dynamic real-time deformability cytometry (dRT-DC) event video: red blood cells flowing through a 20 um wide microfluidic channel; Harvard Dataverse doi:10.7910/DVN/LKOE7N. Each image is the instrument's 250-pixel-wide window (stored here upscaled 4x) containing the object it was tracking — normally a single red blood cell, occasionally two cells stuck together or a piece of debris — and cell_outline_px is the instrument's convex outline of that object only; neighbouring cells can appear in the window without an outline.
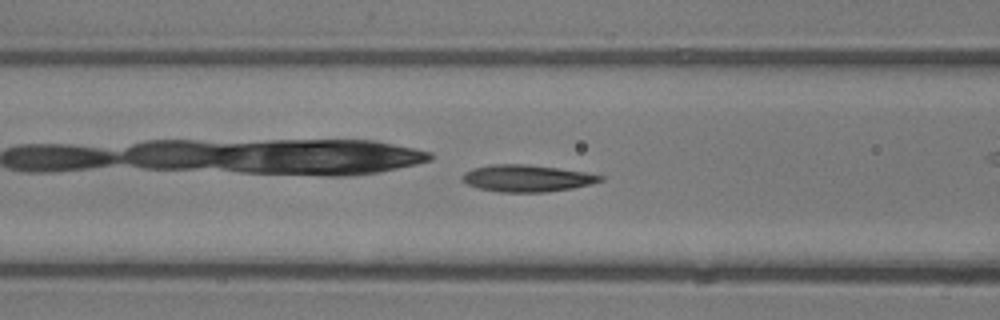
{"species": "common noctule bat (a hibernating species)", "species_latin": "Nyctalus noctula", "temperature_condition": "room temperature", "stored_images_in_passage": 35, "camera_frame_rate_fps": 3000, "um_per_image_px": 0.085, "animal": {"sex": "male", "body_mass_g": 13.3}, "frame": {"image": 1, "passage_image": 11, "time_ms": 3.333, "image_size_px": [1000, 320], "cell_outline_px": [[604, 180], [572, 188], [548, 192], [496, 192], [476, 188], [460, 180], [460, 176], [464, 172], [472, 168], [492, 164], [524, 164], [560, 168], [584, 172], [604, 176]], "centroid_in_image_um": [44.72, 15.15], "position_along_channel_um": 121.9, "area_um2": 21.79}, "authors_computed_cell_mechanics": {"area_um2": 21.3282, "velocity_mm_per_s": 4.1955, "shape_relaxation_time_tau1_ms": 3.0462, "shape_relaxation_time_tau2_ms": 2.3098, "deformation_change_tau1": 0.1373, "deformation_change_tau2": 0.098}}